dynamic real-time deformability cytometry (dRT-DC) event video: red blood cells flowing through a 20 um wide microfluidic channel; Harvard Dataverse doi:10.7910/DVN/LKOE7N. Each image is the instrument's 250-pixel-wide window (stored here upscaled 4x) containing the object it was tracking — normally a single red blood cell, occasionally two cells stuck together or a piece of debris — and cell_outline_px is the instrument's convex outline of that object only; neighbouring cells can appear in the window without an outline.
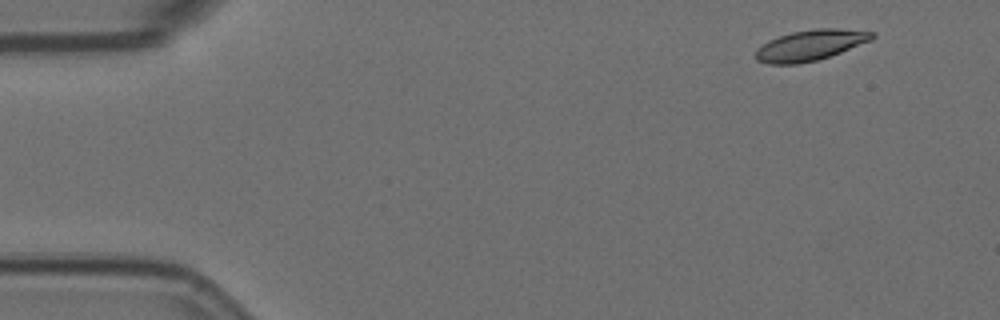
{"species": "Egyptian fruit bat (a non-hibernating species)", "species_latin": "Rousettus aegyptiacus", "temperature_condition": "room temperature", "stored_images_in_passage": 5, "camera_frame_rate_fps": 3000, "um_per_image_px": 0.085, "animal": {"sex": "female"}, "frame": {"image": 1, "passage_image": 1, "time_ms": 0.0, "image_size_px": [1000, 320], "cell_outline_px": [[876, 36], [872, 40], [840, 52], [816, 60], [796, 64], [768, 64], [756, 60], [756, 48], [768, 40], [792, 32], [816, 28], [836, 28], [876, 32]], "centroid_in_image_um": [68.88, 3.83], "position_along_channel_um": 16.1, "area_um2": 20.75}}
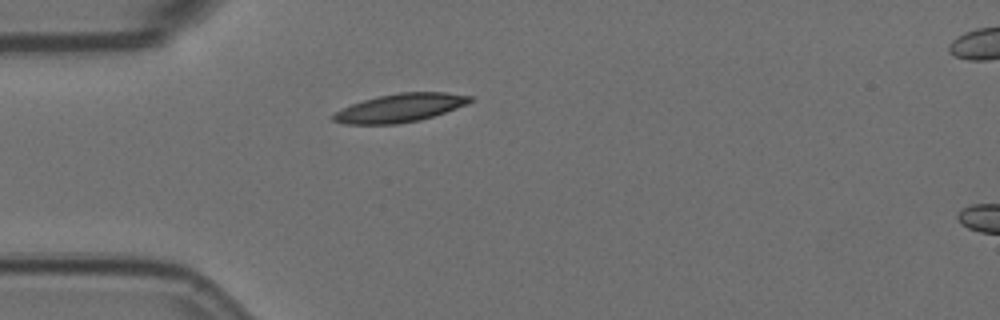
{"frame": {"image": 2, "passage_image": 4, "time_ms": 1.0, "image_size_px": [1000, 320], "cell_outline_px": [[476, 100], [468, 104], [420, 120], [396, 124], [344, 124], [332, 120], [332, 116], [336, 112], [352, 104], [376, 96], [400, 92], [448, 92], [472, 96]], "centroid_in_image_um": [34.05, 9.16], "position_along_channel_um": 51.0, "area_um2": 22.6}}